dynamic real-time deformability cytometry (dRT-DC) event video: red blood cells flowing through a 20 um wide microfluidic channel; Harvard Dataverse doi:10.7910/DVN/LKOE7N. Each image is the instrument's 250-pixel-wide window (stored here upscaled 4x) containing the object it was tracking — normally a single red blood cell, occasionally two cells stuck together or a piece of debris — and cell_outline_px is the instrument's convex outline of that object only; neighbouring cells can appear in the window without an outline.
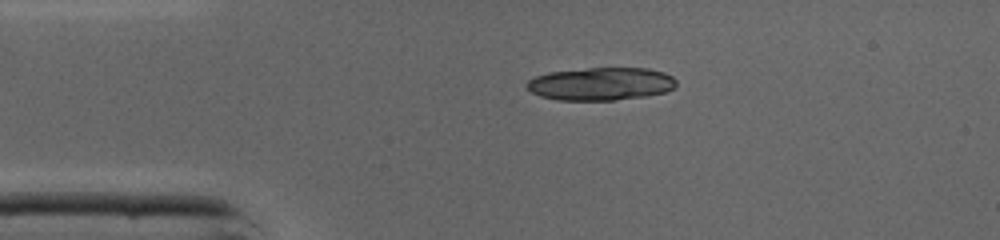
{"species": "common noctule bat (a hibernating species)", "species_latin": "Nyctalus noctula", "temperature_condition": "cold", "stored_images_in_passage": 37, "camera_frame_rate_fps": 3000, "um_per_image_px": 0.085, "animal": {"sex": "male", "body_mass_g": 19.0, "forearm_length_mm": 50.8}, "frame": {"image": 1, "passage_image": 1, "time_ms": 0.0, "image_size_px": [1000, 240], "cell_outline_px": [[676, 84], [672, 88], [664, 92], [644, 96], [616, 100], [556, 100], [540, 96], [532, 92], [524, 84], [528, 80], [536, 76], [548, 72], [588, 68], [648, 68], [664, 72], [672, 76], [676, 80]], "centroid_in_image_um": [51.05, 7.12], "position_along_channel_um": 33.9, "area_um2": 28.67}}